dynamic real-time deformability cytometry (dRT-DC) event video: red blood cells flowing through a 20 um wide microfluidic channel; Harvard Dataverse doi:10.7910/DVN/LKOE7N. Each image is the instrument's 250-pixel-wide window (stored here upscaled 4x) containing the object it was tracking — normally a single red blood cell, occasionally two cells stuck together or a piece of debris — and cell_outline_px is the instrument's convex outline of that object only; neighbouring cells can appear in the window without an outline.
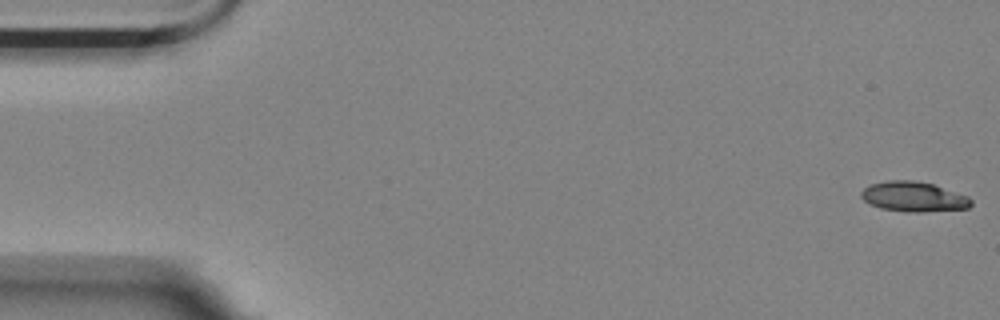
{"species": "Egyptian fruit bat (a non-hibernating species)", "species_latin": "Rousettus aegyptiacus", "temperature_condition": "room temperature", "stored_images_in_passage": 12, "camera_frame_rate_fps": 3000, "um_per_image_px": 0.085, "animal": {"sex": "female"}, "frame": {"image": 1, "passage_image": 1, "time_ms": 0.0, "image_size_px": [1000, 320], "cell_outline_px": [[972, 204], [968, 208], [924, 212], [908, 212], [880, 208], [864, 200], [860, 196], [860, 192], [864, 188], [872, 184], [888, 180], [912, 180], [932, 184], [968, 196], [972, 200]], "centroid_in_image_um": [77.66, 16.72], "position_along_channel_um": 7.3, "area_um2": 19.07}}